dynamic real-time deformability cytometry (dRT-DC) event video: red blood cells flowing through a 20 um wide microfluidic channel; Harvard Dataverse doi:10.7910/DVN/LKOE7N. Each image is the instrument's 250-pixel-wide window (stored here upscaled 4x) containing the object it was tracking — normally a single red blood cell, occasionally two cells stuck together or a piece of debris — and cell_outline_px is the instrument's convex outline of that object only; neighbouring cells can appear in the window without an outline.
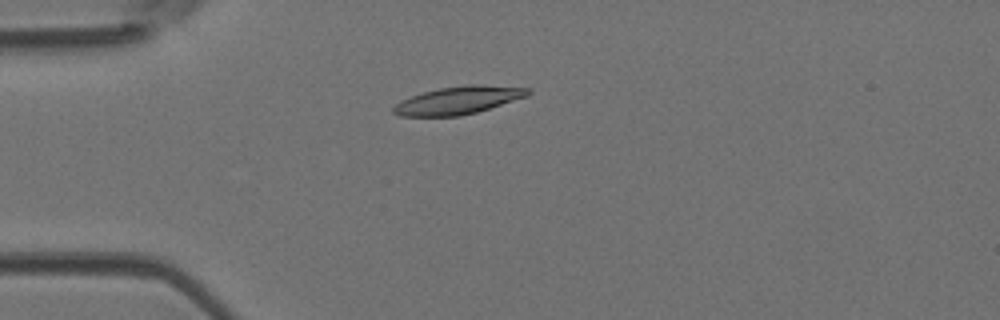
{"species": "Egyptian fruit bat (a non-hibernating species)", "species_latin": "Rousettus aegyptiacus", "temperature_condition": "room temperature", "stored_images_in_passage": 4, "camera_frame_rate_fps": 3000, "um_per_image_px": 0.085, "animal": {"sex": "female"}, "frame": {"image": 1, "passage_image": 3, "time_ms": 0.667, "image_size_px": [1000, 320], "cell_outline_px": [[532, 92], [528, 96], [476, 112], [460, 116], [400, 116], [392, 112], [392, 108], [396, 104], [412, 96], [424, 92], [440, 88], [468, 84], [480, 84], [532, 88]], "centroid_in_image_um": [39.01, 8.51], "position_along_channel_um": 46.0, "area_um2": 21.68}}